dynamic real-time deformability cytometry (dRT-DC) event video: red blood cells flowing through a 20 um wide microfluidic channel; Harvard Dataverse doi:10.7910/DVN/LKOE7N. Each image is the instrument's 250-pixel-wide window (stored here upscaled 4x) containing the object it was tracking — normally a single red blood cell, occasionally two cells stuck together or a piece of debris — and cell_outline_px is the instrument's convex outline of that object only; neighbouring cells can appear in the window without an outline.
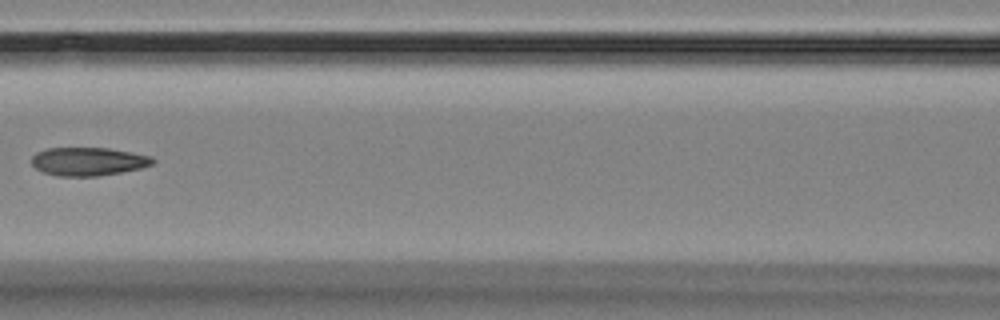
{"species": "Egyptian fruit bat (a non-hibernating species)", "species_latin": "Rousettus aegyptiacus", "temperature_condition": "room temperature", "stored_images_in_passage": 15, "camera_frame_rate_fps": 3000, "um_per_image_px": 0.085, "animal": {"sex": "female"}, "frame": {"image": 1, "passage_image": 8, "time_ms": 8.0, "image_size_px": [1000, 320], "cell_outline_px": [[156, 160], [152, 164], [140, 168], [120, 172], [96, 176], [60, 176], [44, 172], [36, 168], [32, 164], [32, 156], [36, 152], [48, 148], [108, 148], [132, 152], [152, 156]], "centroid_in_image_um": [7.51, 13.71], "position_along_channel_um": 159.1, "area_um2": 19.88}}
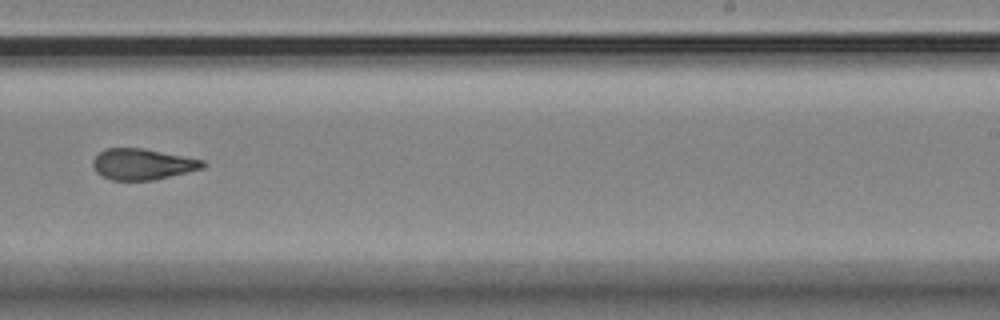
{"frame": {"image": 2, "passage_image": 11, "time_ms": 11.333, "image_size_px": [1000, 320], "cell_outline_px": [[208, 164], [204, 168], [188, 172], [152, 180], [112, 180], [96, 172], [92, 164], [92, 160], [104, 148], [144, 148], [204, 160]], "centroid_in_image_um": [12.13, 13.95], "position_along_channel_um": 276.9, "area_um2": 19.88}}
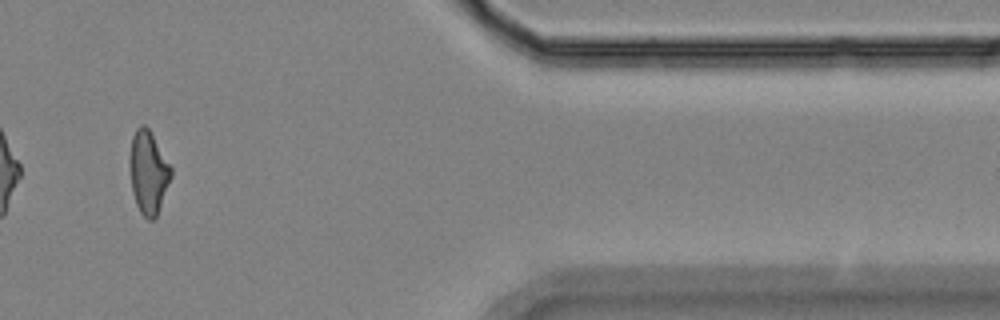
{"frame": {"image": 3, "passage_image": 14, "time_ms": 15.667, "image_size_px": [1000, 320], "cell_outline_px": [[172, 176], [156, 216], [152, 220], [148, 220], [140, 212], [136, 204], [132, 192], [128, 164], [128, 160], [132, 136], [136, 128], [140, 124], [144, 124], [148, 128], [172, 168]], "centroid_in_image_um": [12.58, 14.63], "position_along_channel_um": 398.8, "area_um2": 20.06}}